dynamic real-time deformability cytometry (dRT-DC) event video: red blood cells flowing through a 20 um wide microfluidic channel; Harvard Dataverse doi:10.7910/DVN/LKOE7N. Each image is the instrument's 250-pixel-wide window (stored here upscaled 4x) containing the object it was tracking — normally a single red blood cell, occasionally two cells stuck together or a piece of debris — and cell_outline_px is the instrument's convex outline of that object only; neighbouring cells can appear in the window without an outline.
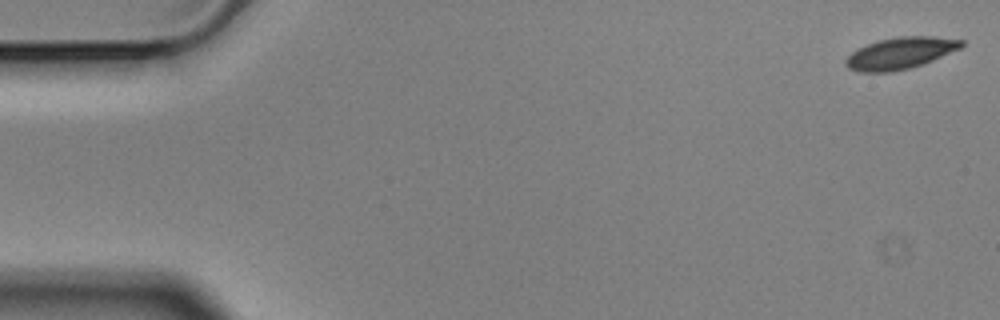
{"species": "Egyptian fruit bat (a non-hibernating species)", "species_latin": "Rousettus aegyptiacus", "temperature_condition": "cold", "stored_images_in_passage": 57, "camera_frame_rate_fps": 3000, "um_per_image_px": 0.085, "animal": {"sex": "male"}, "frame": {"image": 1, "passage_image": 1, "time_ms": 0.0, "image_size_px": [1000, 320], "cell_outline_px": [[964, 44], [960, 48], [924, 64], [892, 72], [860, 72], [848, 68], [844, 64], [844, 60], [852, 52], [876, 40], [900, 36], [936, 36], [964, 40]], "centroid_in_image_um": [76.53, 4.51], "position_along_channel_um": 8.5, "area_um2": 21.39}}
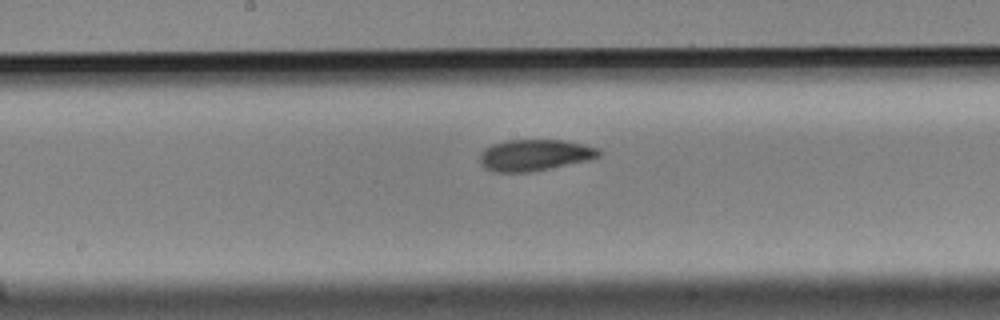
{"frame": {"image": 2, "passage_image": 29, "time_ms": 9.333, "image_size_px": [1000, 320], "cell_outline_px": [[604, 152], [600, 156], [588, 160], [532, 172], [496, 172], [484, 168], [480, 164], [480, 152], [484, 148], [492, 144], [504, 140], [560, 140], [600, 148]], "centroid_in_image_um": [45.43, 13.18], "position_along_channel_um": 202.8, "area_um2": 21.91}}
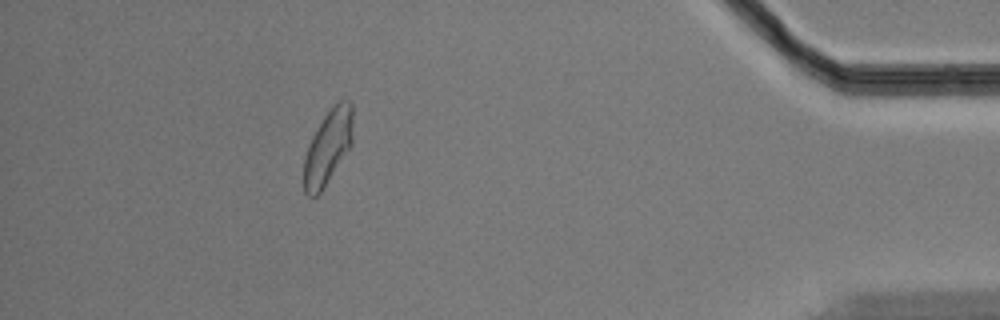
{"frame": {"image": 3, "passage_image": 51, "time_ms": 16.667, "image_size_px": [1000, 320], "cell_outline_px": [[352, 144], [320, 192], [316, 196], [308, 196], [304, 192], [304, 156], [308, 144], [312, 136], [324, 116], [340, 100], [348, 100], [352, 104]], "centroid_in_image_um": [27.86, 12.51], "position_along_channel_um": 407.3, "area_um2": 20.87}, "authors_computed_cell_mechanics": {"area_um2": 21.675, "velocity_mm_per_s": 3.5133, "shape_relaxation_time_tau1_ms": 4.9356, "shape_relaxation_time_tau2_ms": 2.4488, "deformation_change_tau1": 0.1325, "deformation_change_tau2": 0.0722}}